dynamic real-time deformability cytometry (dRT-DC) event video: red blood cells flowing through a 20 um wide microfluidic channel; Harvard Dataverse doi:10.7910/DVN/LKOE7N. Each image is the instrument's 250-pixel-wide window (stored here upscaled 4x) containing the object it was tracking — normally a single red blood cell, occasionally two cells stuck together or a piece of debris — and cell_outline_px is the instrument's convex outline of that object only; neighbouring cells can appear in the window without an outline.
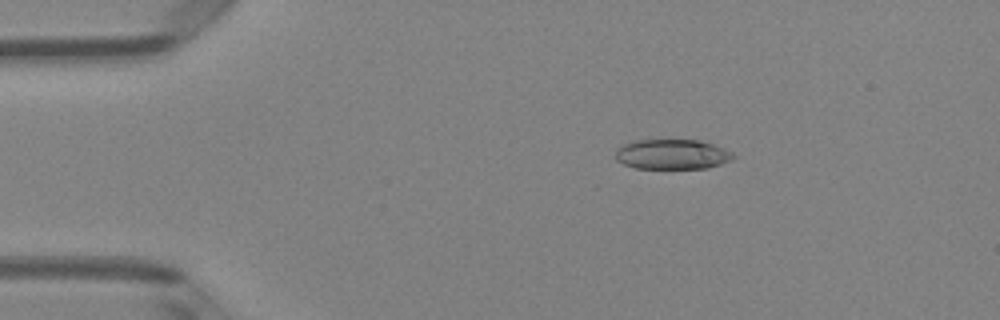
{"species": "Egyptian fruit bat (a non-hibernating species)", "species_latin": "Rousettus aegyptiacus", "temperature_condition": "room temperature", "stored_images_in_passage": 51, "camera_frame_rate_fps": 3000, "um_per_image_px": 0.085, "animal": {"sex": "female"}, "frame": {"image": 1, "passage_image": 9, "time_ms": 2.667, "image_size_px": [1000, 320], "cell_outline_px": [[736, 156], [732, 160], [708, 168], [636, 168], [624, 164], [616, 160], [616, 148], [624, 144], [636, 140], [700, 140], [724, 148], [732, 152]], "centroid_in_image_um": [57.15, 13.11], "position_along_channel_um": 27.9, "area_um2": 20.58}}
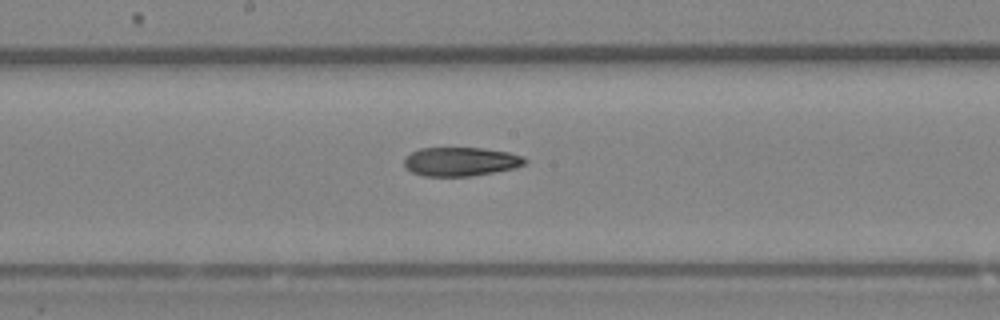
{"frame": {"image": 2, "passage_image": 27, "time_ms": 8.667, "image_size_px": [1000, 320], "cell_outline_px": [[528, 160], [524, 164], [516, 168], [472, 176], [424, 176], [412, 172], [404, 168], [404, 160], [412, 152], [420, 148], [484, 148], [508, 152], [524, 156]], "centroid_in_image_um": [39.18, 13.74], "position_along_channel_um": 209.0, "area_um2": 20.4}}
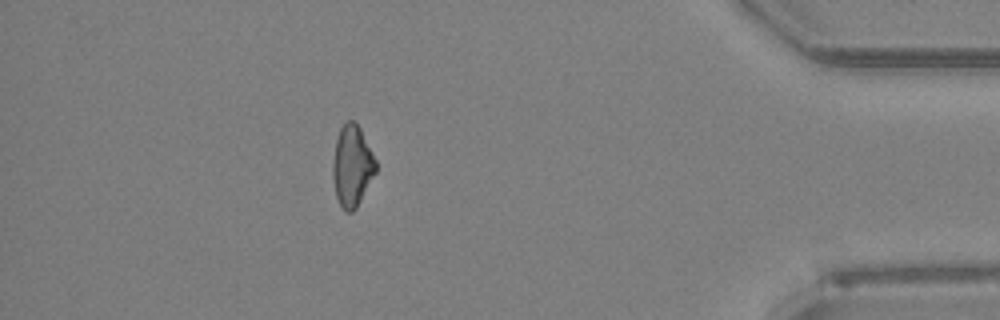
{"frame": {"image": 3, "passage_image": 45, "time_ms": 14.667, "image_size_px": [1000, 320], "cell_outline_px": [[376, 172], [356, 208], [352, 212], [344, 212], [336, 196], [332, 176], [332, 168], [336, 140], [340, 128], [348, 120], [352, 120], [360, 128], [376, 160]], "centroid_in_image_um": [29.92, 14.12], "position_along_channel_um": 405.3, "area_um2": 20.17}, "authors_computed_cell_mechanics": {"area_um2": 20.9814, "velocity_mm_per_s": 4.034, "shape_relaxation_time_tau1_ms": null, "shape_relaxation_time_tau2_ms": 9.6891, "deformation_change_tau1": null, "deformation_change_tau2": 0.2044}}